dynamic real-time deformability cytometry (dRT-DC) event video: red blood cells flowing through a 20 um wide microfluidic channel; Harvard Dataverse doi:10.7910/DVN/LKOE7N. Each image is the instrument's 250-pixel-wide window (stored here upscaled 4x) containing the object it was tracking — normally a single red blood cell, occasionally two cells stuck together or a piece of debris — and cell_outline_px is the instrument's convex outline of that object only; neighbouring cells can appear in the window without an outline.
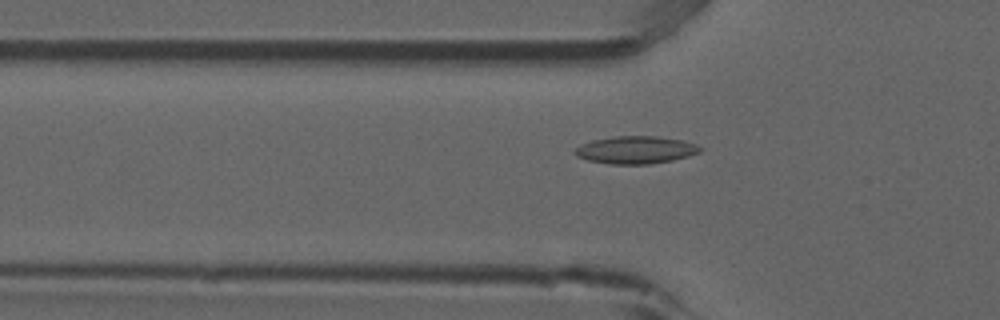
{"species": "common noctule bat (a hibernating species)", "species_latin": "Nyctalus noctula", "temperature_condition": "room temperature", "stored_images_in_passage": 54, "camera_frame_rate_fps": 3000, "um_per_image_px": 0.085, "animal": {"sex": "male", "forearm_length_mm": 52.5}, "frame": {"image": 1, "passage_image": 18, "time_ms": 5.667, "image_size_px": [1000, 320], "cell_outline_px": [[704, 148], [700, 152], [688, 156], [672, 160], [648, 164], [608, 164], [588, 160], [576, 156], [572, 152], [580, 144], [592, 140], [616, 136], [656, 136], [680, 140], [696, 144]], "centroid_in_image_um": [54.01, 12.74], "position_along_channel_um": 71.8, "area_um2": 20.11}}
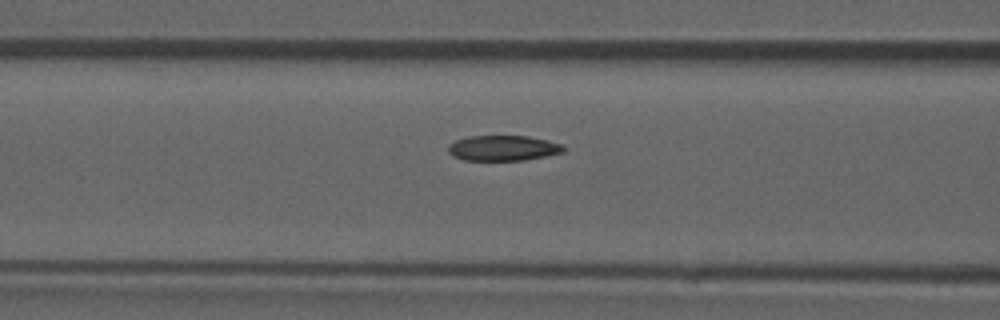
{"frame": {"image": 2, "passage_image": 22, "time_ms": 7.0, "image_size_px": [1000, 320], "cell_outline_px": [[564, 152], [524, 160], [464, 160], [452, 156], [448, 152], [448, 144], [456, 140], [468, 136], [528, 136], [560, 144], [564, 148]], "centroid_in_image_um": [42.69, 12.59], "position_along_channel_um": 123.9, "area_um2": 16.88}}
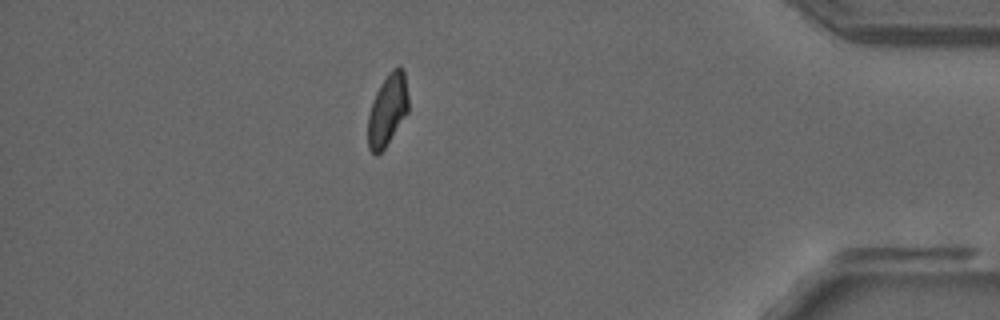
{"frame": {"image": 3, "passage_image": 47, "time_ms": 15.333, "image_size_px": [1000, 320], "cell_outline_px": [[408, 112], [384, 148], [376, 156], [368, 148], [368, 116], [376, 92], [380, 84], [388, 72], [392, 68], [400, 64], [404, 68], [408, 96]], "centroid_in_image_um": [32.95, 9.29], "position_along_channel_um": 402.2, "area_um2": 16.94}, "authors_computed_cell_mechanics": {"area_um2": 17.8602, "velocity_mm_per_s": 3.8669, "shape_relaxation_time_tau1_ms": 10.9255, "shape_relaxation_time_tau2_ms": 3.3109, "deformation_change_tau1": 0.2046, "deformation_change_tau2": 0.0701}}